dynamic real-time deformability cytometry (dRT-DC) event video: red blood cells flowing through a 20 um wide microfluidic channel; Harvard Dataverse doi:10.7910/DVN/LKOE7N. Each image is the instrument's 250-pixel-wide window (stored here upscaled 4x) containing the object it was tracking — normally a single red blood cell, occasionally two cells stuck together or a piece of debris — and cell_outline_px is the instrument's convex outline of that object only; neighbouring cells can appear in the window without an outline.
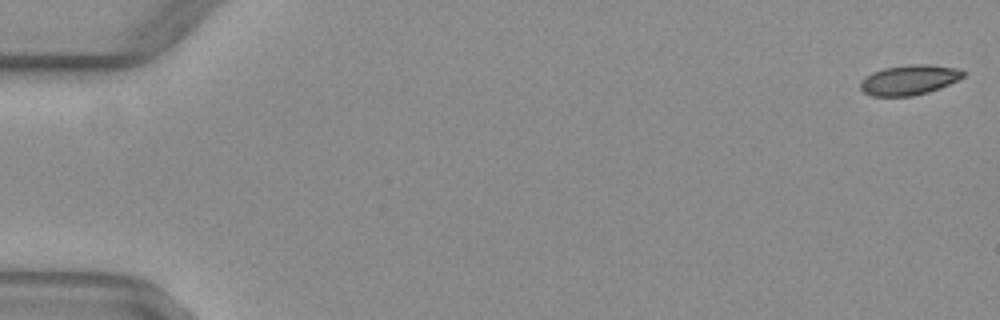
{"species": "common noctule bat (a hibernating species)", "species_latin": "Nyctalus noctula", "temperature_condition": "warm", "stored_images_in_passage": 46, "camera_frame_rate_fps": 3000, "um_per_image_px": 0.085, "animal": {"sex": "female", "body_mass_g": 29.2, "forearm_length_mm": 56.3}, "frame": {"image": 1, "passage_image": 1, "time_ms": 0.0, "image_size_px": [1000, 320], "cell_outline_px": [[964, 76], [960, 80], [940, 88], [928, 92], [912, 96], [872, 96], [864, 92], [860, 88], [860, 80], [872, 72], [884, 68], [908, 64], [928, 64], [960, 68], [964, 72]], "centroid_in_image_um": [77.3, 6.78], "position_along_channel_um": 7.7, "area_um2": 18.21}}
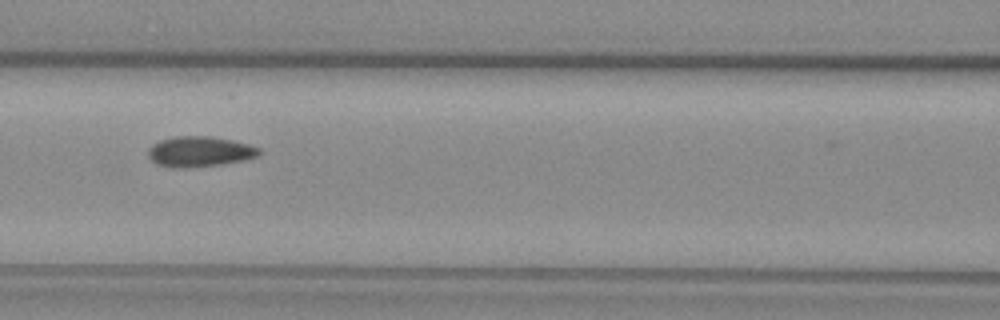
{"frame": {"image": 2, "passage_image": 24, "time_ms": 7.667, "image_size_px": [1000, 320], "cell_outline_px": [[260, 152], [256, 156], [244, 160], [220, 164], [184, 168], [176, 168], [156, 164], [148, 156], [148, 148], [152, 144], [160, 140], [176, 136], [212, 136], [232, 140], [248, 144], [260, 148]], "centroid_in_image_um": [16.94, 12.88], "position_along_channel_um": 149.7, "area_um2": 19.59}}
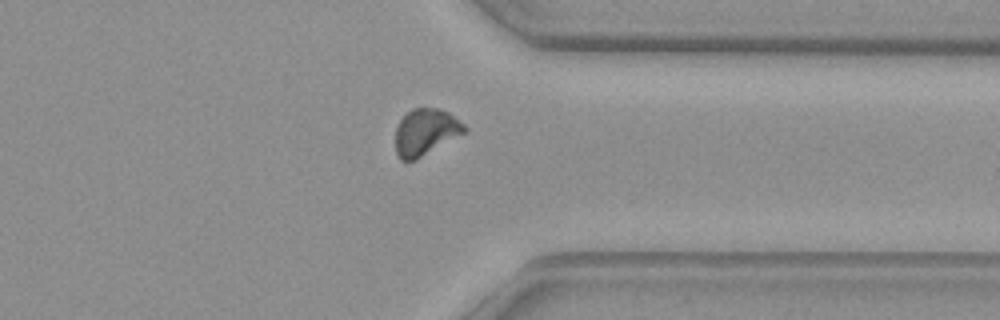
{"frame": {"image": 3, "passage_image": 41, "time_ms": 13.333, "image_size_px": [1000, 320], "cell_outline_px": [[468, 132], [416, 160], [400, 160], [396, 152], [396, 128], [400, 120], [412, 108], [440, 108], [448, 112], [464, 124], [468, 128]], "centroid_in_image_um": [36.21, 11.23], "position_along_channel_um": 375.2, "area_um2": 18.9}, "authors_computed_cell_mechanics": {"area_um2": 18.8139, "velocity_mm_per_s": 4.0359, "shape_relaxation_time_tau1_ms": 7.2299, "shape_relaxation_time_tau2_ms": 1.3829, "deformation_change_tau1": 0.1422, "deformation_change_tau2": 0.0493}}